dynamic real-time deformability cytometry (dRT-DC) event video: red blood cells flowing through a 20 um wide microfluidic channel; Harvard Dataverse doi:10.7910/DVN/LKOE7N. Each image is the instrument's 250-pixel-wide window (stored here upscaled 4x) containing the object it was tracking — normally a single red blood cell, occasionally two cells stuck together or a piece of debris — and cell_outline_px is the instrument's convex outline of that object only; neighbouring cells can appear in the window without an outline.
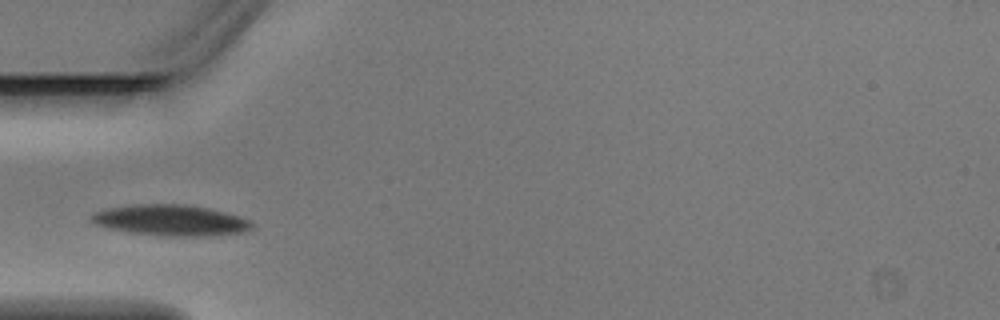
{"species": "Egyptian fruit bat (a non-hibernating species)", "species_latin": "Rousettus aegyptiacus", "temperature_condition": "warm", "stored_images_in_passage": 3, "camera_frame_rate_fps": 3000, "um_per_image_px": 0.085, "animal": {"sex": "male"}, "frame": {"image": 1, "passage_image": 3, "time_ms": 0.667, "image_size_px": [1000, 320], "cell_outline_px": [[256, 228], [244, 232], [212, 236], [164, 236], [128, 232], [108, 228], [96, 224], [88, 216], [96, 212], [108, 208], [132, 204], [188, 204], [208, 208], [224, 212], [248, 220], [256, 224]], "centroid_in_image_um": [14.54, 18.73], "position_along_channel_um": 70.5, "area_um2": 29.13}}